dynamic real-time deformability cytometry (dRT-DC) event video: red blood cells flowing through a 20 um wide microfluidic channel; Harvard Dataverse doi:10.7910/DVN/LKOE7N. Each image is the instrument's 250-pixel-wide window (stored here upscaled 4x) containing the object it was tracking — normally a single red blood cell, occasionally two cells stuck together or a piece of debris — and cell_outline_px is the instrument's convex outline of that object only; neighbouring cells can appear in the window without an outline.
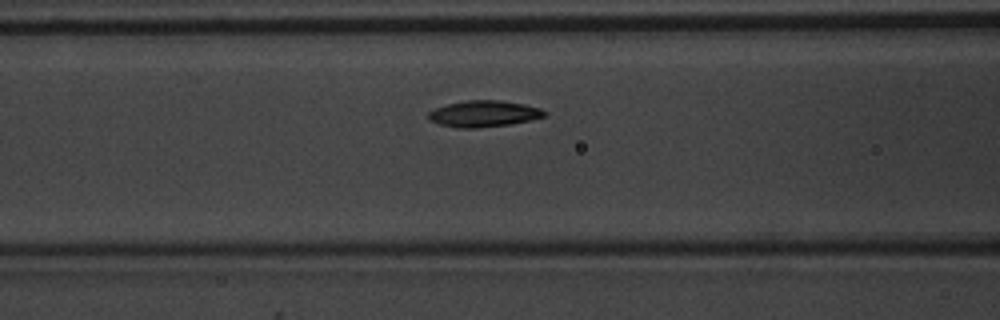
{"species": "common noctule bat (a hibernating species)", "species_latin": "Nyctalus noctula", "temperature_condition": "warm", "stored_images_in_passage": 7, "camera_frame_rate_fps": 3000, "um_per_image_px": 0.085, "animal": {"sex": "male", "body_mass_g": 20.1, "forearm_length_mm": 53.5}, "frame": {"image": 1, "passage_image": 7, "time_ms": 2.0, "image_size_px": [1000, 320], "cell_outline_px": [[548, 116], [508, 124], [476, 128], [456, 128], [440, 124], [428, 120], [428, 112], [436, 108], [448, 104], [464, 100], [500, 100], [524, 104], [540, 108]], "centroid_in_image_um": [41.09, 9.66], "position_along_channel_um": 125.5, "area_um2": 17.69}}